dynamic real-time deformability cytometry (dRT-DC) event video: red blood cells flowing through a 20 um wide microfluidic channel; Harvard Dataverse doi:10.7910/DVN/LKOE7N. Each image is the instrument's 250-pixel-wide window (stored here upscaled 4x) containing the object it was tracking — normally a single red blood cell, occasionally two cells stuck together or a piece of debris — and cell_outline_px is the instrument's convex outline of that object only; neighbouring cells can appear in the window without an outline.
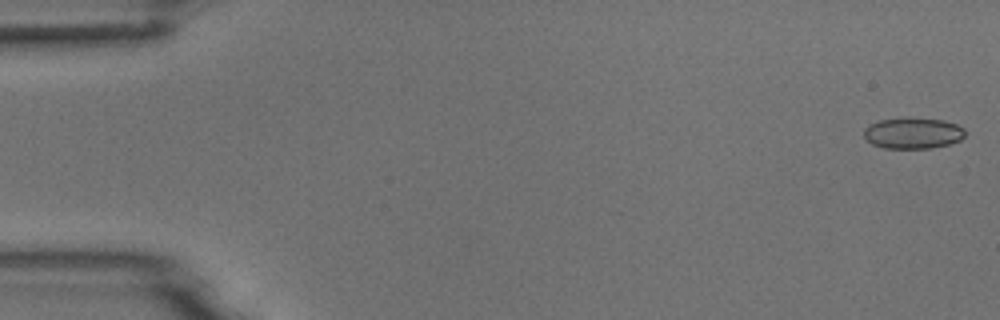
{"species": "common noctule bat (a hibernating species)", "species_latin": "Nyctalus noctula", "temperature_condition": "room temperature", "stored_images_in_passage": 17, "camera_frame_rate_fps": 3000, "um_per_image_px": 0.085, "animal": {"sex": "male", "body_mass_g": 18.8}, "frame": {"image": 1, "passage_image": 1, "time_ms": 0.0, "image_size_px": [1000, 320], "cell_outline_px": [[964, 136], [956, 140], [944, 144], [924, 148], [892, 148], [876, 144], [868, 140], [864, 132], [872, 124], [884, 120], [936, 120], [952, 124], [960, 128], [964, 132]], "centroid_in_image_um": [77.58, 11.35], "position_along_channel_um": 7.4, "area_um2": 16.42}}
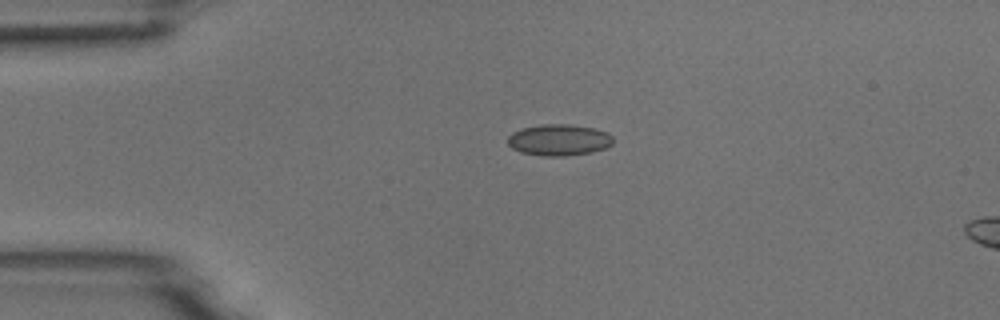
{"frame": {"image": 2, "passage_image": 12, "time_ms": 3.667, "image_size_px": [1000, 320], "cell_outline_px": [[612, 140], [604, 148], [588, 152], [524, 152], [508, 144], [508, 140], [516, 132], [524, 128], [588, 128], [604, 132]], "centroid_in_image_um": [47.52, 11.9], "position_along_channel_um": 37.5, "area_um2": 15.61}}